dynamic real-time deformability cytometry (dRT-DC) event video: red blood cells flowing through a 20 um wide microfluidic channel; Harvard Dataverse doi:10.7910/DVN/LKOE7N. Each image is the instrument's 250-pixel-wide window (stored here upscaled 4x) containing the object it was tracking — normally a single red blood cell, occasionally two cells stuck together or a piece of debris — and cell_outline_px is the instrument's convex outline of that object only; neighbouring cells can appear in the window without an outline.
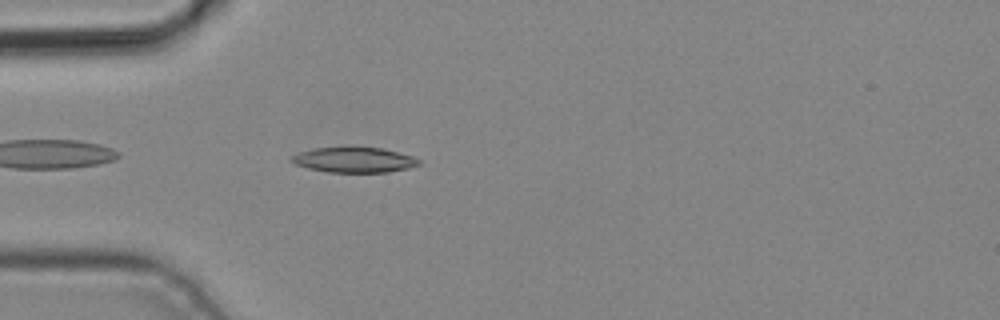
{"species": "common noctule bat (a hibernating species)", "species_latin": "Nyctalus noctula", "temperature_condition": "cold", "stored_images_in_passage": 1, "camera_frame_rate_fps": 3000, "um_per_image_px": 0.085, "animal": {"sex": "male", "body_mass_g": 19.2, "forearm_length_mm": 51.8}, "frame": {"image": 1, "passage_image": 1, "time_ms": 0.0, "image_size_px": [1000, 320], "cell_outline_px": [[420, 164], [408, 168], [388, 172], [328, 172], [308, 168], [296, 164], [288, 160], [292, 156], [300, 152], [316, 148], [380, 148], [412, 156], [420, 160]], "centroid_in_image_um": [30.09, 13.6], "position_along_channel_um": 54.9, "area_um2": 18.32}}